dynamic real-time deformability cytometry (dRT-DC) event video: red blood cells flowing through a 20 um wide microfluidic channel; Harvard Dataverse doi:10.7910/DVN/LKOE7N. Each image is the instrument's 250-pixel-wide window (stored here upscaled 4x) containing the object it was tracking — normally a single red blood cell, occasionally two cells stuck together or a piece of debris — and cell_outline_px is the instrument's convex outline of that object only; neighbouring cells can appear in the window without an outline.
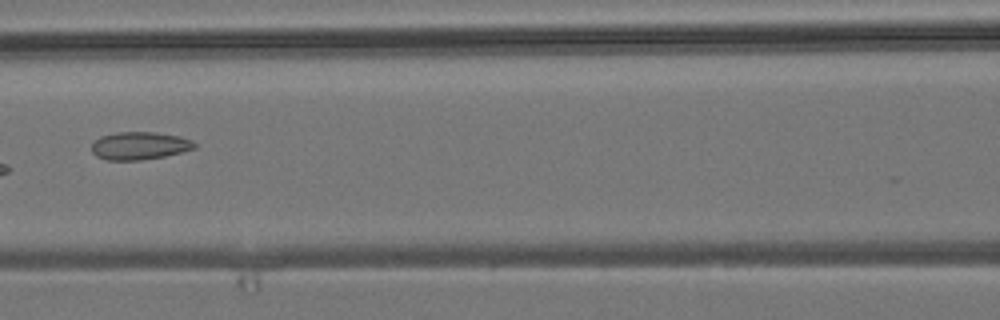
{"species": "common noctule bat (a hibernating species)", "species_latin": "Nyctalus noctula", "temperature_condition": "room temperature", "stored_images_in_passage": 5, "camera_frame_rate_fps": 3000, "um_per_image_px": 0.085, "animal": {"sex": "male", "body_mass_g": 19.2, "forearm_length_mm": 51.8}, "frame": {"image": 1, "passage_image": 5, "time_ms": 5.0, "image_size_px": [1000, 320], "cell_outline_px": [[196, 148], [164, 156], [140, 160], [108, 160], [96, 156], [92, 152], [92, 144], [100, 136], [116, 132], [156, 132], [180, 136], [192, 140], [196, 144]], "centroid_in_image_um": [11.86, 12.38], "position_along_channel_um": 154.7, "area_um2": 16.65}}